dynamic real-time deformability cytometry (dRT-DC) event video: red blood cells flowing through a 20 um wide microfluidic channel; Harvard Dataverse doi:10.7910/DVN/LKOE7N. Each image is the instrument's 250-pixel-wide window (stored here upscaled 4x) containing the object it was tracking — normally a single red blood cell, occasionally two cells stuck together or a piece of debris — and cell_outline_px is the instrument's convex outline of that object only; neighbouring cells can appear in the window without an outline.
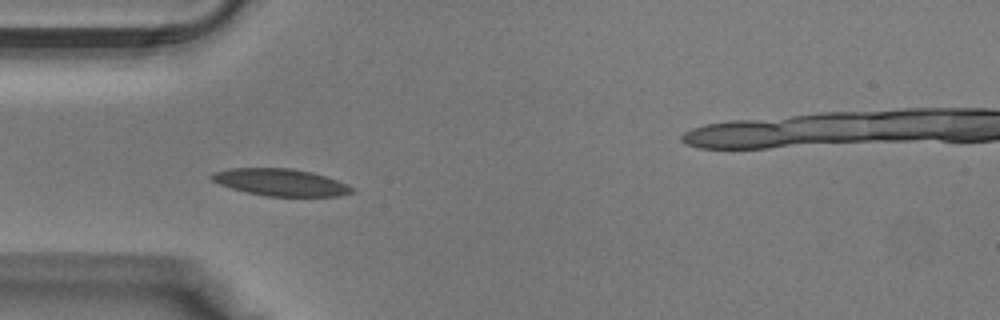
{"species": "Egyptian fruit bat (a non-hibernating species)", "species_latin": "Rousettus aegyptiacus", "temperature_condition": "warm", "stored_images_in_passage": 29, "camera_frame_rate_fps": 3000, "um_per_image_px": 0.085, "animal": {"sex": "male"}, "frame": {"image": 1, "passage_image": 1, "time_ms": 0.0, "image_size_px": [1000, 320], "cell_outline_px": [[356, 188], [352, 192], [340, 196], [268, 196], [248, 192], [232, 188], [220, 184], [212, 180], [208, 176], [212, 172], [228, 168], [292, 168], [312, 172], [348, 184]], "centroid_in_image_um": [23.84, 15.49], "position_along_channel_um": 61.2, "area_um2": 22.08}}
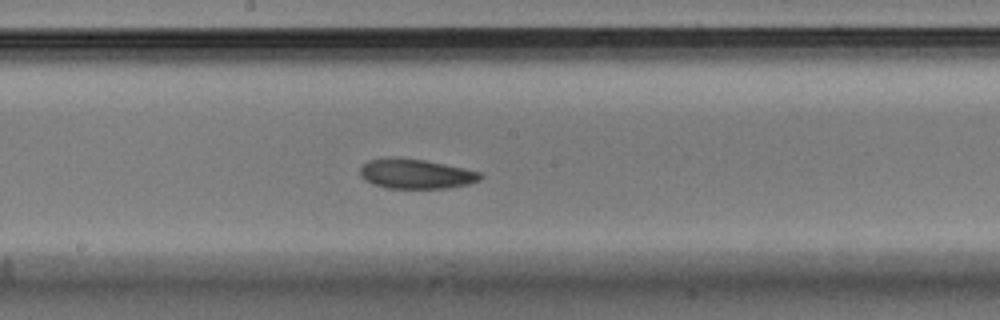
{"frame": {"image": 2, "passage_image": 10, "time_ms": 3.0, "image_size_px": [1000, 320], "cell_outline_px": [[484, 176], [480, 180], [468, 184], [448, 188], [384, 188], [372, 184], [364, 180], [360, 176], [360, 168], [368, 160], [424, 160], [464, 168], [480, 172]], "centroid_in_image_um": [35.39, 14.83], "position_along_channel_um": 212.8, "area_um2": 20.23}}
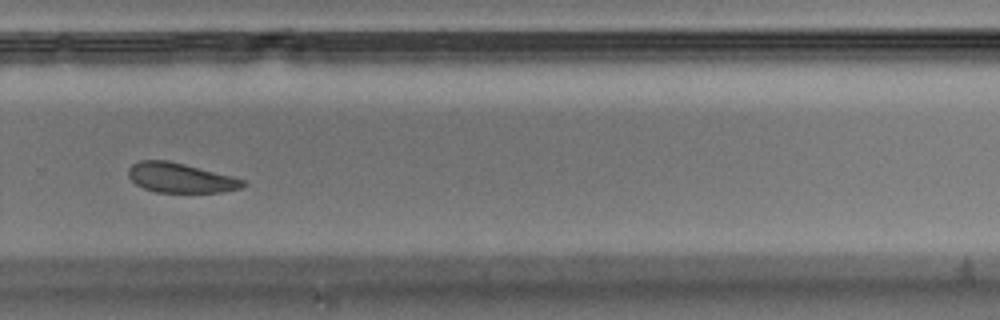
{"frame": {"image": 3, "passage_image": 16, "time_ms": 5.0, "image_size_px": [1000, 320], "cell_outline_px": [[248, 184], [240, 188], [220, 192], [156, 192], [144, 188], [136, 184], [128, 176], [128, 168], [132, 164], [140, 160], [168, 160], [232, 176], [244, 180]], "centroid_in_image_um": [15.32, 15.11], "position_along_channel_um": 314.5, "area_um2": 19.71}}